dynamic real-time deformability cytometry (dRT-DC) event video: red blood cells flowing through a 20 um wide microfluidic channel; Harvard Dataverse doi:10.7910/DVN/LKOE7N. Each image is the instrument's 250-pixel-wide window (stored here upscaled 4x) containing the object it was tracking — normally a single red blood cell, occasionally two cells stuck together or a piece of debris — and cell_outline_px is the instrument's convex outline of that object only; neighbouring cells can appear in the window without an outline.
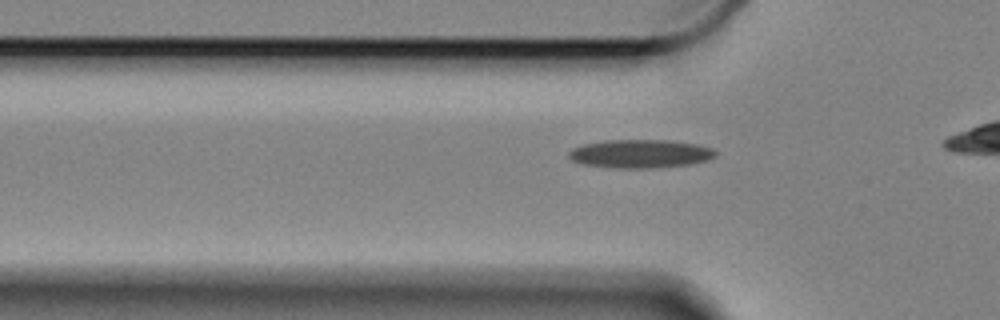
{"species": "Egyptian fruit bat (a non-hibernating species)", "species_latin": "Rousettus aegyptiacus", "temperature_condition": "cold", "stored_images_in_passage": 19, "camera_frame_rate_fps": 3000, "um_per_image_px": 0.085, "animal": {"sex": "female"}, "frame": {"image": 1, "passage_image": 12, "time_ms": 3.667, "image_size_px": [1000, 320], "cell_outline_px": [[716, 156], [708, 160], [692, 164], [652, 168], [616, 168], [584, 164], [572, 160], [568, 156], [568, 152], [572, 148], [584, 144], [604, 140], [668, 140], [696, 144], [712, 148], [716, 152]], "centroid_in_image_um": [54.43, 13.07], "position_along_channel_um": 71.4, "area_um2": 24.33}}
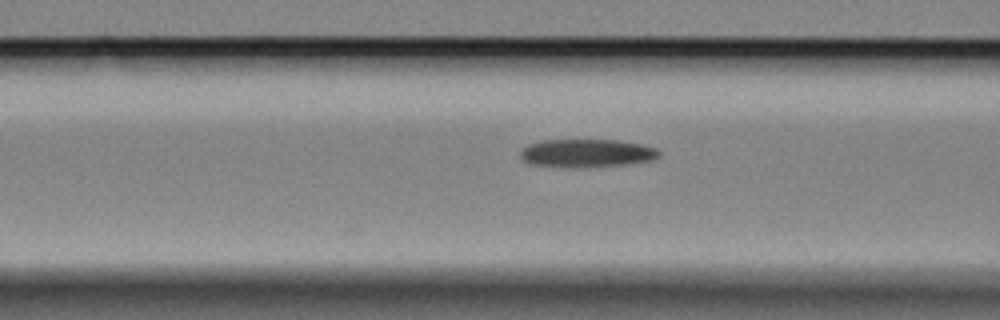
{"frame": {"image": 2, "passage_image": 16, "time_ms": 5.0, "image_size_px": [1000, 320], "cell_outline_px": [[660, 156], [652, 160], [628, 164], [580, 168], [564, 168], [532, 164], [524, 160], [520, 156], [520, 152], [528, 144], [540, 140], [616, 140], [640, 144], [656, 148], [660, 152]], "centroid_in_image_um": [49.86, 13.03], "position_along_channel_um": 116.7, "area_um2": 22.95}}